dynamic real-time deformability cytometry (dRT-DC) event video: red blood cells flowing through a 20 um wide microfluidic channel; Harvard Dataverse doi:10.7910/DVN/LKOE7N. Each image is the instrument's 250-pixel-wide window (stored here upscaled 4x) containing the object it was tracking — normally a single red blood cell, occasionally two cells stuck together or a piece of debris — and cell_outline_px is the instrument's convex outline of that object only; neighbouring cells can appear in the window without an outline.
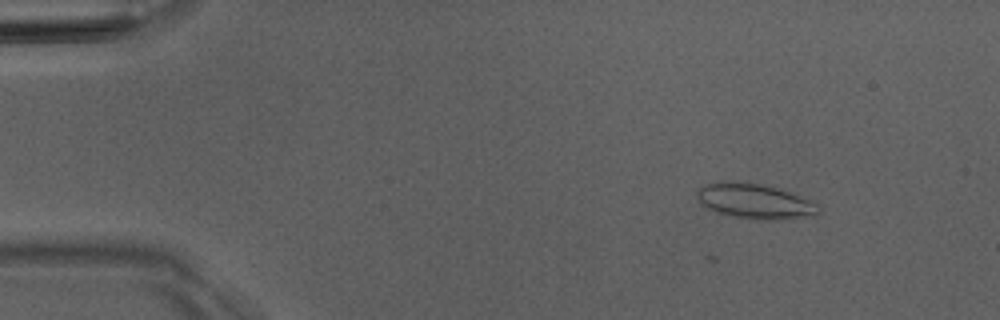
{"species": "Egyptian fruit bat (a non-hibernating species)", "species_latin": "Rousettus aegyptiacus", "temperature_condition": "room temperature", "stored_images_in_passage": 3, "camera_frame_rate_fps": 3000, "um_per_image_px": 0.085, "animal": {"sex": "male"}, "frame": {"image": 1, "passage_image": 1, "time_ms": 0.0, "image_size_px": [1000, 320], "cell_outline_px": [[820, 212], [816, 216], [788, 220], [752, 220], [732, 216], [716, 212], [700, 204], [696, 196], [696, 192], [704, 184], [760, 184], [776, 188], [788, 192], [808, 200], [816, 204], [820, 208]], "centroid_in_image_um": [64.21, 17.18], "position_along_channel_um": 20.8, "area_um2": 24.33}}